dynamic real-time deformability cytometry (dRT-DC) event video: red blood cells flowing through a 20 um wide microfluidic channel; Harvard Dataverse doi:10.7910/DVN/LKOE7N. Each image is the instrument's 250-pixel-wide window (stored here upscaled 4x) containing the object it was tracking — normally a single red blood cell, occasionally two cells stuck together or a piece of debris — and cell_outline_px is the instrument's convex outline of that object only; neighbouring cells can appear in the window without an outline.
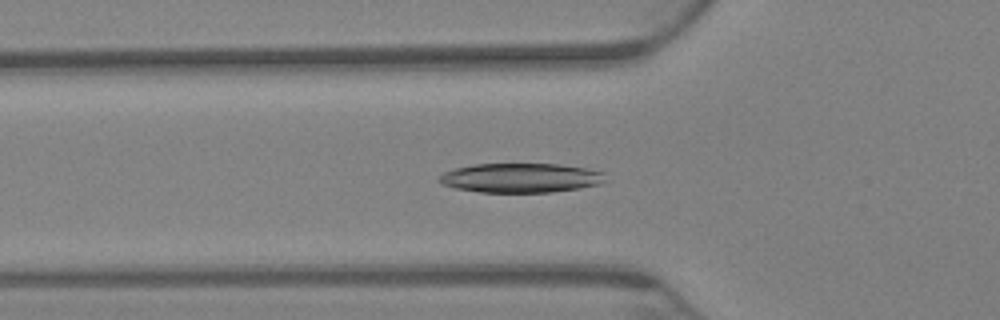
{"species": "Egyptian fruit bat (a non-hibernating species)", "species_latin": "Rousettus aegyptiacus", "temperature_condition": "warm", "stored_images_in_passage": 41, "camera_frame_rate_fps": 3000, "um_per_image_px": 0.085, "animal": {"sex": "female"}, "frame": {"image": 1, "passage_image": 3, "time_ms": 0.667, "image_size_px": [1000, 320], "cell_outline_px": [[604, 180], [600, 184], [580, 188], [552, 192], [480, 192], [456, 188], [440, 184], [436, 180], [444, 172], [456, 168], [476, 164], [560, 164], [584, 168], [604, 172]], "centroid_in_image_um": [44.24, 15.12], "position_along_channel_um": 81.6, "area_um2": 28.38}}
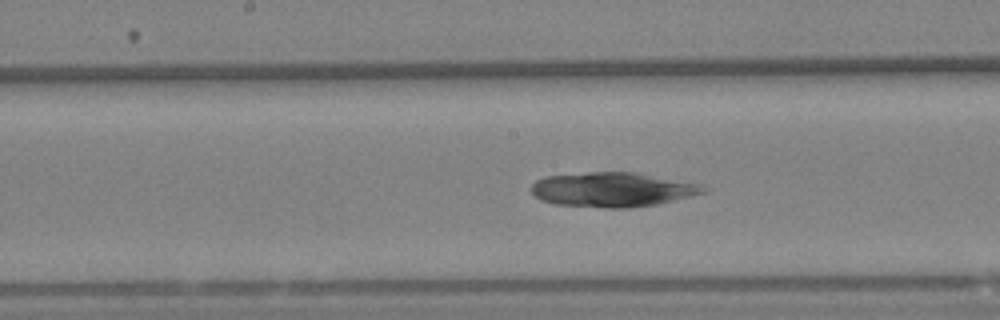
{"frame": {"image": 2, "passage_image": 15, "time_ms": 4.667, "image_size_px": [1000, 320], "cell_outline_px": [[708, 192], [656, 204], [628, 208], [608, 208], [556, 204], [540, 200], [532, 192], [532, 184], [536, 180], [544, 176], [588, 172], [636, 172], [700, 184], [708, 188]], "centroid_in_image_um": [52.07, 16.11], "position_along_channel_um": 196.1, "area_um2": 34.62}}
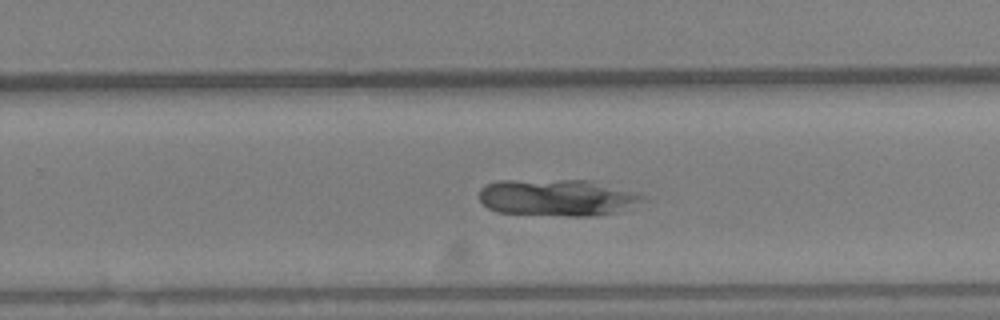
{"frame": {"image": 3, "passage_image": 24, "time_ms": 7.667, "image_size_px": [1000, 320], "cell_outline_px": [[648, 200], [624, 212], [592, 216], [564, 216], [496, 212], [488, 208], [480, 200], [480, 188], [484, 184], [496, 180], [588, 180], [636, 192], [644, 196]], "centroid_in_image_um": [47.42, 16.8], "position_along_channel_um": 282.4, "area_um2": 35.72}}